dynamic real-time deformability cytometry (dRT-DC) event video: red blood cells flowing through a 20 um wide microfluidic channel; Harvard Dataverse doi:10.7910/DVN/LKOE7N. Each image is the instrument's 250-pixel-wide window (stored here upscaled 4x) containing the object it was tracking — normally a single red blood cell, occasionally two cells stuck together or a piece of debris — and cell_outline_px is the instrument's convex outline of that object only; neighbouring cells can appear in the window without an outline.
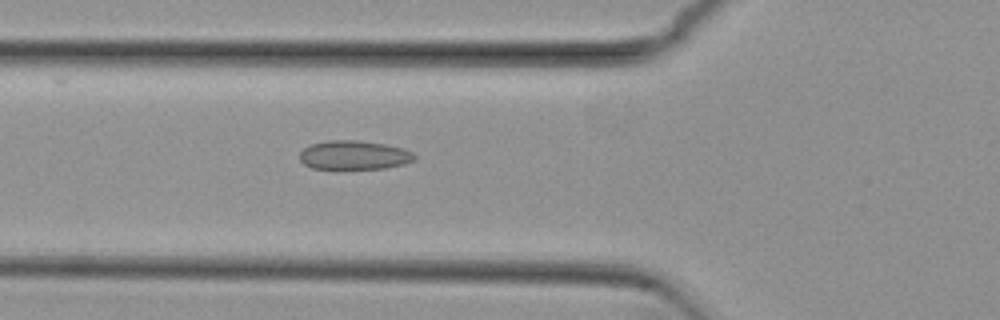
{"species": "common noctule bat (a hibernating species)", "species_latin": "Nyctalus noctula", "temperature_condition": "cold", "stored_images_in_passage": 53, "camera_frame_rate_fps": 3000, "um_per_image_px": 0.085, "animal": {"sex": "female", "body_mass_g": 29.2, "forearm_length_mm": 56.3}, "frame": {"image": 1, "passage_image": 19, "time_ms": 6.0, "image_size_px": [1000, 320], "cell_outline_px": [[416, 156], [412, 160], [404, 164], [384, 168], [336, 172], [312, 168], [304, 164], [300, 160], [300, 152], [304, 148], [312, 144], [328, 140], [356, 140], [384, 144], [404, 148], [412, 152]], "centroid_in_image_um": [30.04, 13.23], "position_along_channel_um": 95.8, "area_um2": 20.17}}
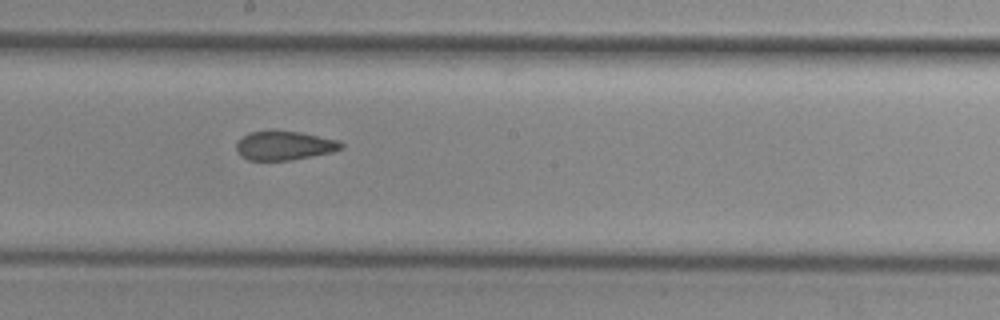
{"frame": {"image": 2, "passage_image": 29, "time_ms": 9.333, "image_size_px": [1000, 320], "cell_outline_px": [[344, 148], [332, 152], [312, 156], [288, 160], [248, 160], [240, 156], [236, 148], [236, 144], [248, 132], [268, 128], [272, 128], [300, 132], [340, 140], [344, 144]], "centroid_in_image_um": [24.17, 12.33], "position_along_channel_um": 224.0, "area_um2": 18.26}}
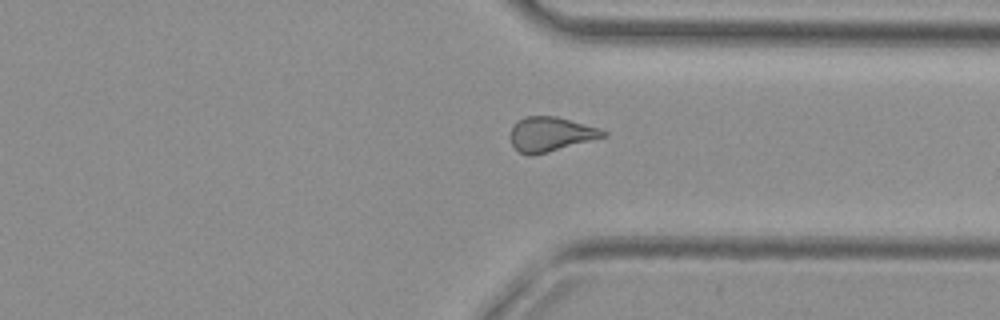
{"frame": {"image": 3, "passage_image": 40, "time_ms": 13.0, "image_size_px": [1000, 320], "cell_outline_px": [[608, 136], [548, 152], [532, 156], [528, 156], [520, 152], [512, 144], [508, 136], [512, 128], [524, 116], [556, 116], [600, 128], [608, 132]], "centroid_in_image_um": [46.82, 11.41], "position_along_channel_um": 364.6, "area_um2": 18.73}, "authors_computed_cell_mechanics": {"area_um2": 19.1318, "velocity_mm_per_s": 3.8377, "shape_relaxation_time_tau1_ms": null, "shape_relaxation_time_tau2_ms": 2.8061, "deformation_change_tau1": null, "deformation_change_tau2": 0.0773}}